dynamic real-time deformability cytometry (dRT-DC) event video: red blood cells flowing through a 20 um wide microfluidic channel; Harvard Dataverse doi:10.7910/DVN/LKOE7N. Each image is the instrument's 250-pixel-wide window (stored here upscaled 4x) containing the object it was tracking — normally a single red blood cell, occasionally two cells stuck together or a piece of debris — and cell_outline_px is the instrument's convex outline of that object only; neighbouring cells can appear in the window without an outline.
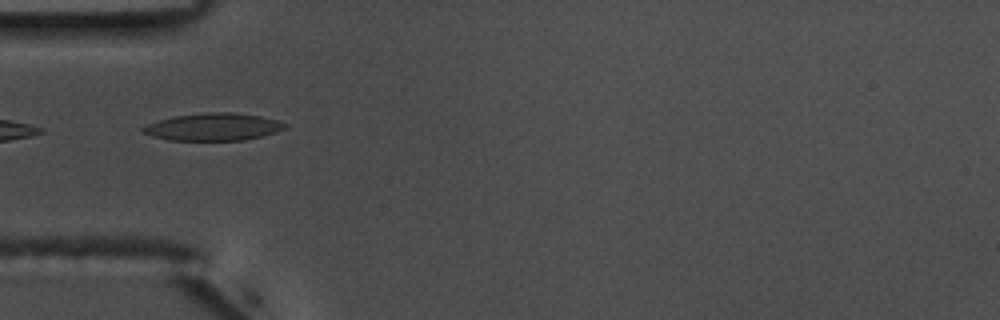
{"species": "common noctule bat (a hibernating species)", "species_latin": "Nyctalus noctula", "temperature_condition": "warm", "stored_images_in_passage": 21, "camera_frame_rate_fps": 3000, "um_per_image_px": 0.085, "animal": {"sex": "male", "body_mass_g": 17.5, "forearm_length_mm": 52.3}, "frame": {"image": 1, "passage_image": 1, "time_ms": 0.0, "image_size_px": [1000, 320], "cell_outline_px": [[288, 128], [276, 132], [244, 140], [172, 140], [152, 136], [140, 132], [140, 128], [148, 124], [172, 116], [208, 112], [232, 112], [260, 116], [276, 120], [288, 124]], "centroid_in_image_um": [18.13, 10.78], "position_along_channel_um": 66.9, "area_um2": 22.66}}